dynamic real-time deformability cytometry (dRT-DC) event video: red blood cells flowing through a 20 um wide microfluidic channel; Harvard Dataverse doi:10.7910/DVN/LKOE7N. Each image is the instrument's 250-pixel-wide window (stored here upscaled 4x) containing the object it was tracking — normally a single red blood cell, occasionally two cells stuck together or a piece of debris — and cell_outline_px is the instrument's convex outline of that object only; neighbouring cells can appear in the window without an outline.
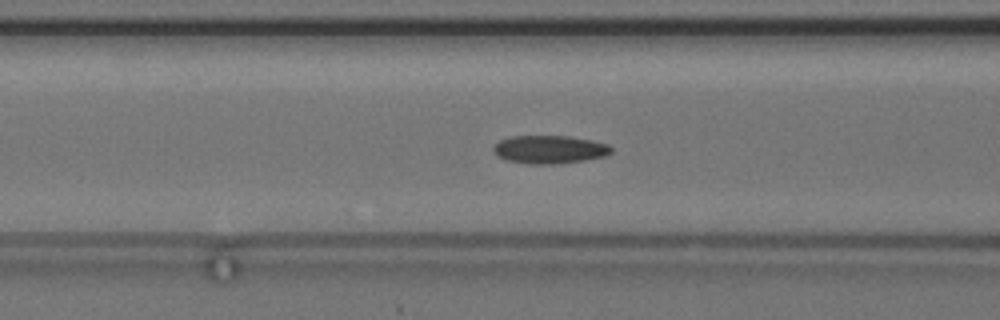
{"species": "common noctule bat (a hibernating species)", "species_latin": "Nyctalus noctula", "temperature_condition": "cold", "stored_images_in_passage": 41, "camera_frame_rate_fps": 3000, "um_per_image_px": 0.085, "animal": {"sex": "female", "body_mass_g": 24.6, "forearm_length_mm": 56.2}, "frame": {"image": 1, "passage_image": 8, "time_ms": 2.333, "image_size_px": [1000, 320], "cell_outline_px": [[612, 152], [608, 156], [560, 164], [528, 164], [508, 160], [496, 156], [492, 152], [492, 148], [500, 140], [512, 136], [568, 136], [592, 140], [608, 144], [612, 148]], "centroid_in_image_um": [46.72, 12.71], "position_along_channel_um": 119.9, "area_um2": 19.54}}
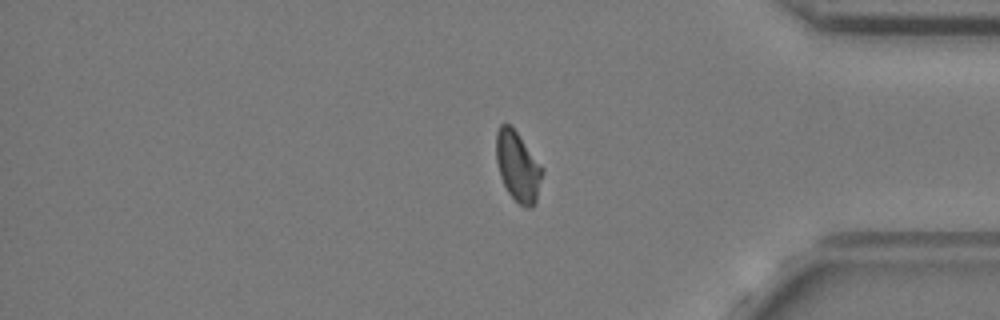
{"frame": {"image": 2, "passage_image": 32, "time_ms": 10.333, "image_size_px": [1000, 320], "cell_outline_px": [[544, 172], [536, 204], [532, 208], [528, 208], [520, 204], [508, 192], [500, 176], [496, 160], [496, 132], [500, 124], [504, 120], [516, 132], [544, 168]], "centroid_in_image_um": [44.03, 14.16], "position_along_channel_um": 391.2, "area_um2": 18.9}}
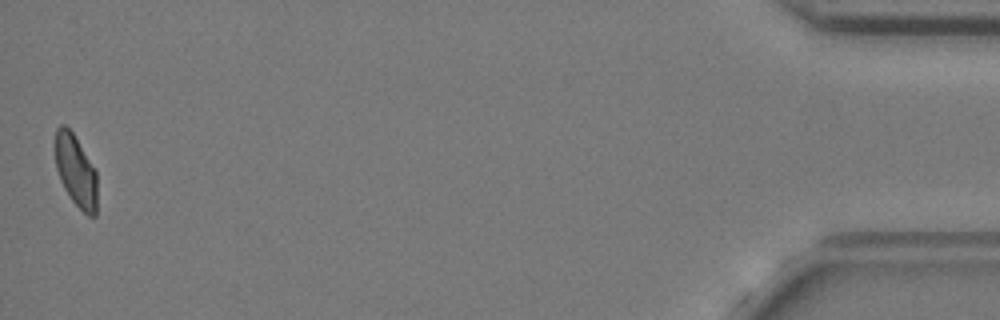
{"frame": {"image": 3, "passage_image": 41, "time_ms": 13.333, "image_size_px": [1000, 320], "cell_outline_px": [[96, 216], [88, 216], [72, 200], [64, 188], [60, 180], [56, 168], [52, 144], [56, 128], [60, 124], [64, 124], [72, 132], [96, 168]], "centroid_in_image_um": [6.39, 14.44], "position_along_channel_um": 428.8, "area_um2": 18.03}, "authors_computed_cell_mechanics": {"area_um2": 18.9584, "velocity_mm_per_s": 3.6579, "shape_relaxation_time_tau1_ms": null, "shape_relaxation_time_tau2_ms": 2.9987, "deformation_change_tau1": null, "deformation_change_tau2": 0.0752}}